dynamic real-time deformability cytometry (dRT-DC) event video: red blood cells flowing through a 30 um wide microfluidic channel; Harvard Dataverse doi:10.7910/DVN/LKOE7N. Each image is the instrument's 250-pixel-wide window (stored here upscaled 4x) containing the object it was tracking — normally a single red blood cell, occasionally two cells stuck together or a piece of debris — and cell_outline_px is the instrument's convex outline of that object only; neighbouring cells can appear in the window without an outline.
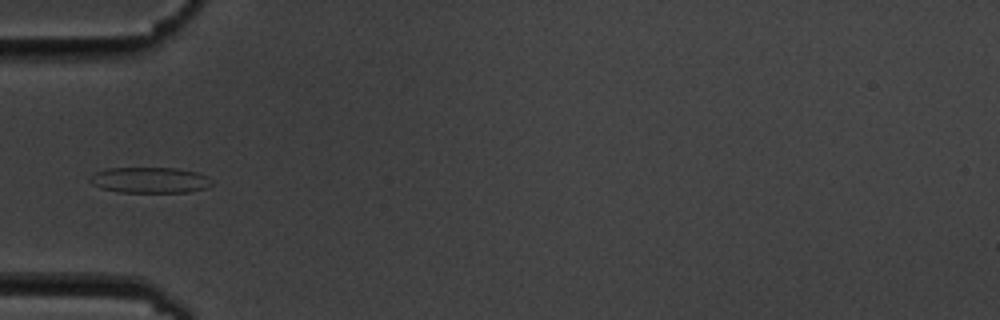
{"species": "common noctule bat (a hibernating species)", "species_latin": "Nyctalus noctula", "temperature_condition": "cold", "stored_images_in_passage": 12, "camera_frame_rate_fps": 3000, "um_per_image_px": 0.085, "animal": {"sex": "male", "body_mass_g": 19.5, "forearm_length_mm": 54.6}, "frame": {"image": 1, "passage_image": 6, "time_ms": 6.667, "image_size_px": [1000, 320], "cell_outline_px": [[212, 184], [208, 188], [188, 192], [120, 192], [104, 188], [92, 184], [88, 180], [96, 172], [108, 168], [176, 168], [196, 172], [212, 180]], "centroid_in_image_um": [12.76, 15.31], "position_along_channel_um": 72.2, "area_um2": 18.15}}
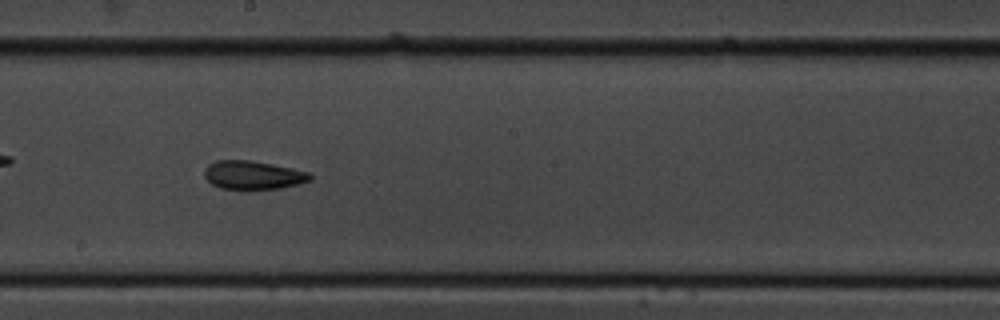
{"frame": {"image": 2, "passage_image": 10, "time_ms": 11.0, "image_size_px": [1000, 320], "cell_outline_px": [[312, 180], [280, 188], [248, 192], [220, 188], [212, 184], [204, 176], [204, 168], [208, 164], [216, 160], [248, 160], [272, 164], [292, 168], [308, 172], [312, 176]], "centroid_in_image_um": [21.47, 14.92], "position_along_channel_um": 226.7, "area_um2": 18.15}}
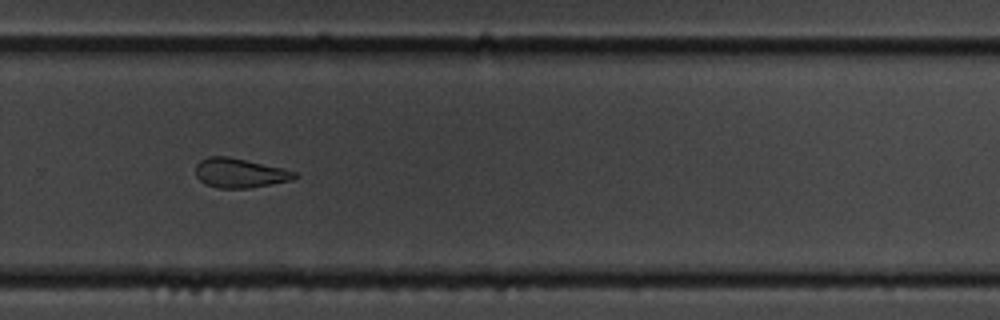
{"frame": {"image": 3, "passage_image": 12, "time_ms": 13.333, "image_size_px": [1000, 320], "cell_outline_px": [[300, 176], [292, 180], [272, 184], [248, 188], [216, 188], [204, 184], [196, 176], [196, 164], [200, 160], [208, 156], [228, 156], [284, 168], [296, 172]], "centroid_in_image_um": [20.39, 14.7], "position_along_channel_um": 309.4, "area_um2": 17.17}}